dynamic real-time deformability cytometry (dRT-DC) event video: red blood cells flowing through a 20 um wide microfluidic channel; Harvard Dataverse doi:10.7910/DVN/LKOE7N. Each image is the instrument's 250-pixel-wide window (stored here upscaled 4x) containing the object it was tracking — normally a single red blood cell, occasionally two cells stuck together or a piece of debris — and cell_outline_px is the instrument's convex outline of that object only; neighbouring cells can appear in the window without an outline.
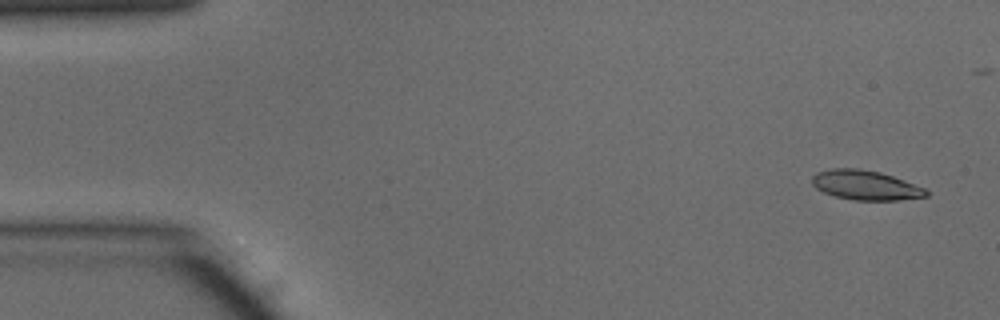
{"species": "common noctule bat (a hibernating species)", "species_latin": "Nyctalus noctula", "temperature_condition": "warm", "stored_images_in_passage": 39, "camera_frame_rate_fps": 3000, "um_per_image_px": 0.085, "animal": {"sex": "male", "body_mass_g": 15.6}, "frame": {"image": 1, "passage_image": 1, "time_ms": 0.0, "image_size_px": [1000, 320], "cell_outline_px": [[928, 196], [896, 200], [852, 200], [836, 196], [824, 192], [816, 188], [812, 184], [812, 176], [816, 172], [832, 168], [860, 168], [880, 172], [892, 176], [924, 188], [928, 192]], "centroid_in_image_um": [73.53, 15.73], "position_along_channel_um": 11.5, "area_um2": 19.54}}
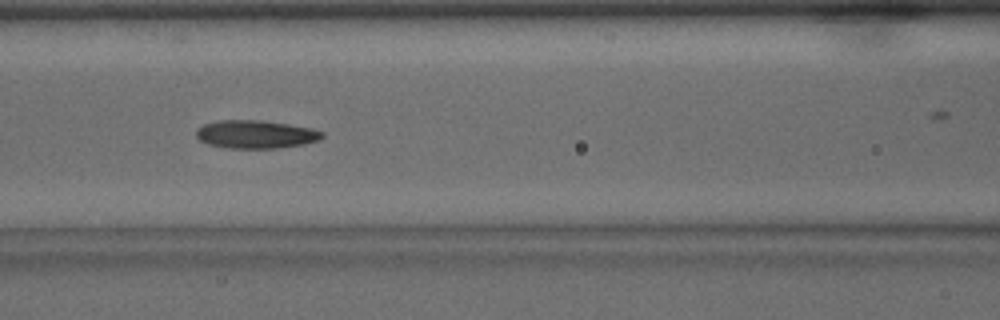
{"frame": {"image": 2, "passage_image": 19, "time_ms": 6.0, "image_size_px": [1000, 320], "cell_outline_px": [[324, 136], [320, 140], [304, 144], [276, 148], [228, 148], [208, 144], [200, 140], [196, 136], [196, 128], [204, 124], [216, 120], [260, 120], [288, 124], [312, 128], [324, 132]], "centroid_in_image_um": [21.73, 11.41], "position_along_channel_um": 144.9, "area_um2": 20.75}}
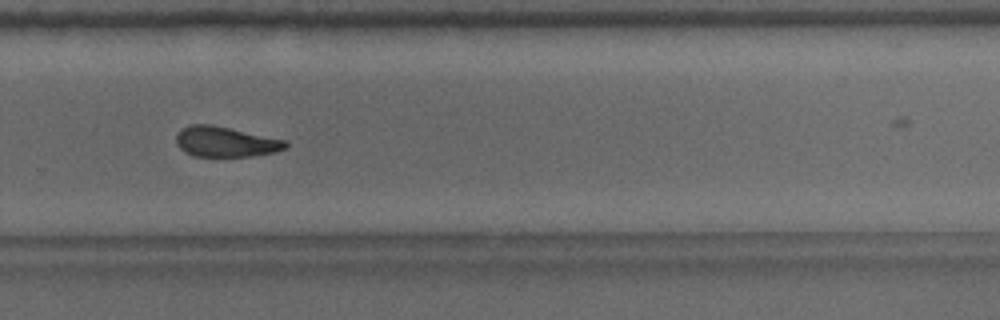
{"frame": {"image": 3, "passage_image": 31, "time_ms": 10.0, "image_size_px": [1000, 320], "cell_outline_px": [[288, 148], [276, 152], [252, 156], [192, 156], [184, 152], [176, 144], [176, 136], [188, 124], [212, 124], [284, 140], [288, 144]], "centroid_in_image_um": [19.16, 12.06], "position_along_channel_um": 310.6, "area_um2": 19.25}, "authors_computed_cell_mechanics": {"area_um2": 20.4612, "velocity_mm_per_s": 4.1613, "shape_relaxation_time_tau1_ms": 5.5074, "shape_relaxation_time_tau2_ms": 3.1185, "deformation_change_tau1": 0.1693, "deformation_change_tau2": 0.1118}}